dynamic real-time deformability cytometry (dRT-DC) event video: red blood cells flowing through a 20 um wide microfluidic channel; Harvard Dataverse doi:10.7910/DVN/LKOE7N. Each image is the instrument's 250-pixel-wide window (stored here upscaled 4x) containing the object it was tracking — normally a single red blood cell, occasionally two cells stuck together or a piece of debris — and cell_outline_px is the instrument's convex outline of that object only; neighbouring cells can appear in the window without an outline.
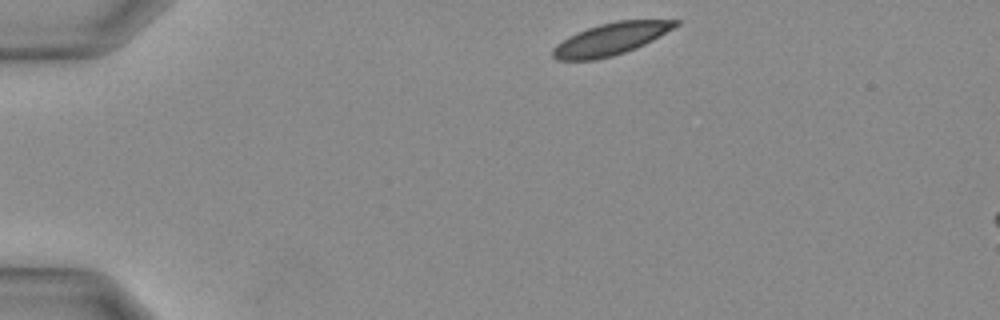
{"species": "Egyptian fruit bat (a non-hibernating species)", "species_latin": "Rousettus aegyptiacus", "temperature_condition": "warm", "stored_images_in_passage": 29, "camera_frame_rate_fps": 3000, "um_per_image_px": 0.085, "animal": {"sex": "female"}, "frame": {"image": 1, "passage_image": 1, "time_ms": 0.0, "image_size_px": [1000, 320], "cell_outline_px": [[680, 24], [660, 36], [636, 48], [612, 56], [596, 60], [556, 60], [552, 56], [552, 48], [556, 44], [568, 36], [576, 32], [600, 24], [616, 20], [680, 20]], "centroid_in_image_um": [51.88, 3.32], "position_along_channel_um": 33.1, "area_um2": 22.95}}
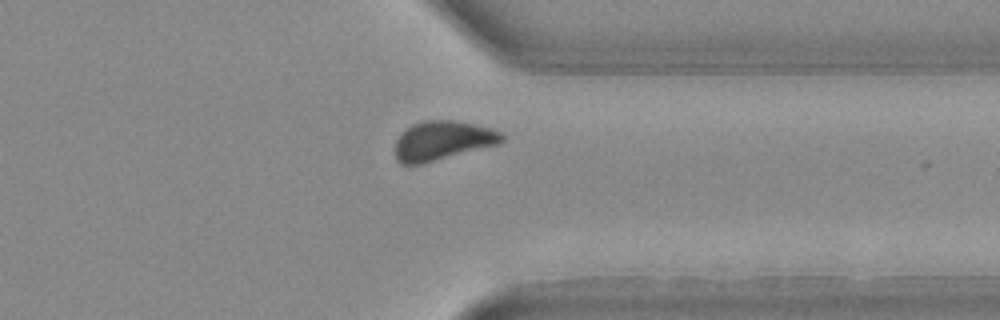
{"frame": {"image": 2, "passage_image": 22, "time_ms": 7.0, "image_size_px": [1000, 320], "cell_outline_px": [[504, 140], [500, 144], [420, 164], [400, 164], [396, 160], [396, 140], [412, 124], [424, 120], [452, 120], [492, 128], [504, 132]], "centroid_in_image_um": [37.66, 11.95], "position_along_channel_um": 373.7, "area_um2": 24.28}}
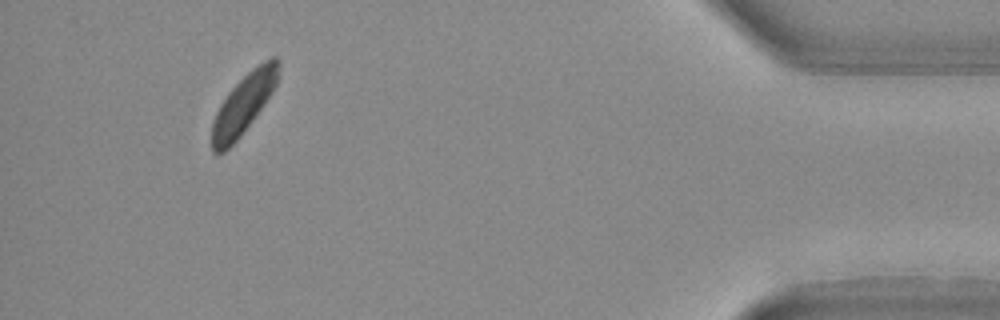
{"frame": {"image": 3, "passage_image": 27, "time_ms": 8.667, "image_size_px": [1000, 320], "cell_outline_px": [[276, 84], [272, 92], [252, 120], [240, 136], [224, 152], [212, 152], [212, 124], [216, 112], [220, 104], [228, 92], [252, 68], [264, 60], [272, 56], [276, 56]], "centroid_in_image_um": [20.65, 8.86], "position_along_channel_um": 414.6, "area_um2": 22.2}}